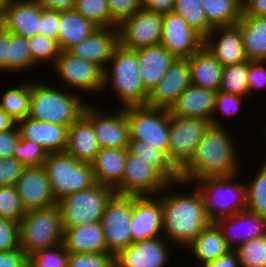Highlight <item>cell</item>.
<instances>
[{
    "label": "cell",
    "mask_w": 266,
    "mask_h": 267,
    "mask_svg": "<svg viewBox=\"0 0 266 267\" xmlns=\"http://www.w3.org/2000/svg\"><path fill=\"white\" fill-rule=\"evenodd\" d=\"M24 168L14 157L0 158V187L15 185Z\"/></svg>",
    "instance_id": "f5cc1de1"
},
{
    "label": "cell",
    "mask_w": 266,
    "mask_h": 267,
    "mask_svg": "<svg viewBox=\"0 0 266 267\" xmlns=\"http://www.w3.org/2000/svg\"><path fill=\"white\" fill-rule=\"evenodd\" d=\"M139 74L145 89L150 93L165 76L175 57L161 44L135 50Z\"/></svg>",
    "instance_id": "4316f807"
},
{
    "label": "cell",
    "mask_w": 266,
    "mask_h": 267,
    "mask_svg": "<svg viewBox=\"0 0 266 267\" xmlns=\"http://www.w3.org/2000/svg\"><path fill=\"white\" fill-rule=\"evenodd\" d=\"M28 257L21 249L0 252V267H26Z\"/></svg>",
    "instance_id": "6f0895ef"
},
{
    "label": "cell",
    "mask_w": 266,
    "mask_h": 267,
    "mask_svg": "<svg viewBox=\"0 0 266 267\" xmlns=\"http://www.w3.org/2000/svg\"><path fill=\"white\" fill-rule=\"evenodd\" d=\"M43 168L56 202L96 184L91 164L76 160L66 151L49 153Z\"/></svg>",
    "instance_id": "52a82bcc"
},
{
    "label": "cell",
    "mask_w": 266,
    "mask_h": 267,
    "mask_svg": "<svg viewBox=\"0 0 266 267\" xmlns=\"http://www.w3.org/2000/svg\"><path fill=\"white\" fill-rule=\"evenodd\" d=\"M215 34L220 37L217 36L218 39L213 38L214 40L212 41L211 39ZM203 46L223 66L234 65L248 60L244 51L241 30L237 25L213 28L204 38Z\"/></svg>",
    "instance_id": "603a6c76"
},
{
    "label": "cell",
    "mask_w": 266,
    "mask_h": 267,
    "mask_svg": "<svg viewBox=\"0 0 266 267\" xmlns=\"http://www.w3.org/2000/svg\"><path fill=\"white\" fill-rule=\"evenodd\" d=\"M128 152L154 167L169 183H180V170L164 151L140 140H130Z\"/></svg>",
    "instance_id": "e575fe53"
},
{
    "label": "cell",
    "mask_w": 266,
    "mask_h": 267,
    "mask_svg": "<svg viewBox=\"0 0 266 267\" xmlns=\"http://www.w3.org/2000/svg\"><path fill=\"white\" fill-rule=\"evenodd\" d=\"M214 223L218 226L226 244L232 250L237 249L242 243L251 239L266 235V218L249 210L220 218Z\"/></svg>",
    "instance_id": "44dd1931"
},
{
    "label": "cell",
    "mask_w": 266,
    "mask_h": 267,
    "mask_svg": "<svg viewBox=\"0 0 266 267\" xmlns=\"http://www.w3.org/2000/svg\"><path fill=\"white\" fill-rule=\"evenodd\" d=\"M243 98L245 97L237 94L225 93L220 90L217 91L213 117L210 121L211 125L222 126V124H220L221 122L218 120V117L215 115L217 114L216 112H220L222 115H226V117L237 114V112L241 110L240 105Z\"/></svg>",
    "instance_id": "681fc988"
},
{
    "label": "cell",
    "mask_w": 266,
    "mask_h": 267,
    "mask_svg": "<svg viewBox=\"0 0 266 267\" xmlns=\"http://www.w3.org/2000/svg\"><path fill=\"white\" fill-rule=\"evenodd\" d=\"M256 174L246 183L247 210L266 218V162Z\"/></svg>",
    "instance_id": "b9f144b4"
},
{
    "label": "cell",
    "mask_w": 266,
    "mask_h": 267,
    "mask_svg": "<svg viewBox=\"0 0 266 267\" xmlns=\"http://www.w3.org/2000/svg\"><path fill=\"white\" fill-rule=\"evenodd\" d=\"M17 123L0 107V132L14 128Z\"/></svg>",
    "instance_id": "e7e4bbea"
},
{
    "label": "cell",
    "mask_w": 266,
    "mask_h": 267,
    "mask_svg": "<svg viewBox=\"0 0 266 267\" xmlns=\"http://www.w3.org/2000/svg\"><path fill=\"white\" fill-rule=\"evenodd\" d=\"M61 212L58 205L27 211L19 223V246L30 257L35 252L63 243Z\"/></svg>",
    "instance_id": "8992f818"
},
{
    "label": "cell",
    "mask_w": 266,
    "mask_h": 267,
    "mask_svg": "<svg viewBox=\"0 0 266 267\" xmlns=\"http://www.w3.org/2000/svg\"><path fill=\"white\" fill-rule=\"evenodd\" d=\"M222 126L210 125L190 160L180 169V183L207 177L238 174L239 157L232 135Z\"/></svg>",
    "instance_id": "6da1fadb"
},
{
    "label": "cell",
    "mask_w": 266,
    "mask_h": 267,
    "mask_svg": "<svg viewBox=\"0 0 266 267\" xmlns=\"http://www.w3.org/2000/svg\"><path fill=\"white\" fill-rule=\"evenodd\" d=\"M190 68L191 84L204 89L219 91L224 66L202 46L187 58Z\"/></svg>",
    "instance_id": "f546056e"
},
{
    "label": "cell",
    "mask_w": 266,
    "mask_h": 267,
    "mask_svg": "<svg viewBox=\"0 0 266 267\" xmlns=\"http://www.w3.org/2000/svg\"><path fill=\"white\" fill-rule=\"evenodd\" d=\"M8 44H10V32L0 24V70L8 72Z\"/></svg>",
    "instance_id": "6125c7cd"
},
{
    "label": "cell",
    "mask_w": 266,
    "mask_h": 267,
    "mask_svg": "<svg viewBox=\"0 0 266 267\" xmlns=\"http://www.w3.org/2000/svg\"><path fill=\"white\" fill-rule=\"evenodd\" d=\"M202 0H175L173 12L205 38L213 27L208 23Z\"/></svg>",
    "instance_id": "74e56055"
},
{
    "label": "cell",
    "mask_w": 266,
    "mask_h": 267,
    "mask_svg": "<svg viewBox=\"0 0 266 267\" xmlns=\"http://www.w3.org/2000/svg\"><path fill=\"white\" fill-rule=\"evenodd\" d=\"M237 176L207 177L194 182L211 222L247 210L246 184L234 182Z\"/></svg>",
    "instance_id": "5b68a950"
},
{
    "label": "cell",
    "mask_w": 266,
    "mask_h": 267,
    "mask_svg": "<svg viewBox=\"0 0 266 267\" xmlns=\"http://www.w3.org/2000/svg\"><path fill=\"white\" fill-rule=\"evenodd\" d=\"M203 267H240L238 253L236 250L230 249L227 253Z\"/></svg>",
    "instance_id": "94428289"
},
{
    "label": "cell",
    "mask_w": 266,
    "mask_h": 267,
    "mask_svg": "<svg viewBox=\"0 0 266 267\" xmlns=\"http://www.w3.org/2000/svg\"><path fill=\"white\" fill-rule=\"evenodd\" d=\"M20 249L19 223L0 218V252Z\"/></svg>",
    "instance_id": "f907efd6"
},
{
    "label": "cell",
    "mask_w": 266,
    "mask_h": 267,
    "mask_svg": "<svg viewBox=\"0 0 266 267\" xmlns=\"http://www.w3.org/2000/svg\"><path fill=\"white\" fill-rule=\"evenodd\" d=\"M60 11L41 7L39 34L58 39Z\"/></svg>",
    "instance_id": "db71d44e"
},
{
    "label": "cell",
    "mask_w": 266,
    "mask_h": 267,
    "mask_svg": "<svg viewBox=\"0 0 266 267\" xmlns=\"http://www.w3.org/2000/svg\"><path fill=\"white\" fill-rule=\"evenodd\" d=\"M35 64L32 61L27 37L10 33L8 44V71H25Z\"/></svg>",
    "instance_id": "60d3db41"
},
{
    "label": "cell",
    "mask_w": 266,
    "mask_h": 267,
    "mask_svg": "<svg viewBox=\"0 0 266 267\" xmlns=\"http://www.w3.org/2000/svg\"><path fill=\"white\" fill-rule=\"evenodd\" d=\"M98 27L88 19L73 10L60 11L58 43L61 51H68L71 47L90 37Z\"/></svg>",
    "instance_id": "1f68e13d"
},
{
    "label": "cell",
    "mask_w": 266,
    "mask_h": 267,
    "mask_svg": "<svg viewBox=\"0 0 266 267\" xmlns=\"http://www.w3.org/2000/svg\"><path fill=\"white\" fill-rule=\"evenodd\" d=\"M67 267H115V256L107 252L69 253Z\"/></svg>",
    "instance_id": "c3c4849f"
},
{
    "label": "cell",
    "mask_w": 266,
    "mask_h": 267,
    "mask_svg": "<svg viewBox=\"0 0 266 267\" xmlns=\"http://www.w3.org/2000/svg\"><path fill=\"white\" fill-rule=\"evenodd\" d=\"M248 71L249 60L234 65L224 66L222 82L219 90L247 98L249 96Z\"/></svg>",
    "instance_id": "f35d334b"
},
{
    "label": "cell",
    "mask_w": 266,
    "mask_h": 267,
    "mask_svg": "<svg viewBox=\"0 0 266 267\" xmlns=\"http://www.w3.org/2000/svg\"><path fill=\"white\" fill-rule=\"evenodd\" d=\"M235 250L240 267H266V235L242 243Z\"/></svg>",
    "instance_id": "ee69618b"
},
{
    "label": "cell",
    "mask_w": 266,
    "mask_h": 267,
    "mask_svg": "<svg viewBox=\"0 0 266 267\" xmlns=\"http://www.w3.org/2000/svg\"><path fill=\"white\" fill-rule=\"evenodd\" d=\"M242 16L266 17V0H242Z\"/></svg>",
    "instance_id": "680465c9"
},
{
    "label": "cell",
    "mask_w": 266,
    "mask_h": 267,
    "mask_svg": "<svg viewBox=\"0 0 266 267\" xmlns=\"http://www.w3.org/2000/svg\"><path fill=\"white\" fill-rule=\"evenodd\" d=\"M26 267H33V266L28 262Z\"/></svg>",
    "instance_id": "003e7915"
},
{
    "label": "cell",
    "mask_w": 266,
    "mask_h": 267,
    "mask_svg": "<svg viewBox=\"0 0 266 267\" xmlns=\"http://www.w3.org/2000/svg\"><path fill=\"white\" fill-rule=\"evenodd\" d=\"M130 140L148 143L168 155L169 110L147 105L124 107Z\"/></svg>",
    "instance_id": "9c48e42d"
},
{
    "label": "cell",
    "mask_w": 266,
    "mask_h": 267,
    "mask_svg": "<svg viewBox=\"0 0 266 267\" xmlns=\"http://www.w3.org/2000/svg\"><path fill=\"white\" fill-rule=\"evenodd\" d=\"M47 84L31 81L29 117L69 128L83 114L87 104L77 94Z\"/></svg>",
    "instance_id": "277c9868"
},
{
    "label": "cell",
    "mask_w": 266,
    "mask_h": 267,
    "mask_svg": "<svg viewBox=\"0 0 266 267\" xmlns=\"http://www.w3.org/2000/svg\"><path fill=\"white\" fill-rule=\"evenodd\" d=\"M118 40L122 47L138 50L160 44L162 35V15L145 8L118 25Z\"/></svg>",
    "instance_id": "4fadbf2b"
},
{
    "label": "cell",
    "mask_w": 266,
    "mask_h": 267,
    "mask_svg": "<svg viewBox=\"0 0 266 267\" xmlns=\"http://www.w3.org/2000/svg\"><path fill=\"white\" fill-rule=\"evenodd\" d=\"M210 125L209 120L179 117L169 111L168 156L179 170L190 160Z\"/></svg>",
    "instance_id": "8fae6325"
},
{
    "label": "cell",
    "mask_w": 266,
    "mask_h": 267,
    "mask_svg": "<svg viewBox=\"0 0 266 267\" xmlns=\"http://www.w3.org/2000/svg\"><path fill=\"white\" fill-rule=\"evenodd\" d=\"M41 6L36 0H11L0 11V24L10 33L23 37L39 34Z\"/></svg>",
    "instance_id": "7402d4cb"
},
{
    "label": "cell",
    "mask_w": 266,
    "mask_h": 267,
    "mask_svg": "<svg viewBox=\"0 0 266 267\" xmlns=\"http://www.w3.org/2000/svg\"><path fill=\"white\" fill-rule=\"evenodd\" d=\"M128 148H101L91 163L96 183L114 189L122 180Z\"/></svg>",
    "instance_id": "4dcf8cb0"
},
{
    "label": "cell",
    "mask_w": 266,
    "mask_h": 267,
    "mask_svg": "<svg viewBox=\"0 0 266 267\" xmlns=\"http://www.w3.org/2000/svg\"><path fill=\"white\" fill-rule=\"evenodd\" d=\"M11 0H0V11L10 2Z\"/></svg>",
    "instance_id": "03108f58"
},
{
    "label": "cell",
    "mask_w": 266,
    "mask_h": 267,
    "mask_svg": "<svg viewBox=\"0 0 266 267\" xmlns=\"http://www.w3.org/2000/svg\"><path fill=\"white\" fill-rule=\"evenodd\" d=\"M163 236L133 243L115 256V267H165L169 243Z\"/></svg>",
    "instance_id": "ffe728a7"
},
{
    "label": "cell",
    "mask_w": 266,
    "mask_h": 267,
    "mask_svg": "<svg viewBox=\"0 0 266 267\" xmlns=\"http://www.w3.org/2000/svg\"><path fill=\"white\" fill-rule=\"evenodd\" d=\"M26 211L15 185L0 187V218L20 223Z\"/></svg>",
    "instance_id": "bcb514c9"
},
{
    "label": "cell",
    "mask_w": 266,
    "mask_h": 267,
    "mask_svg": "<svg viewBox=\"0 0 266 267\" xmlns=\"http://www.w3.org/2000/svg\"><path fill=\"white\" fill-rule=\"evenodd\" d=\"M173 183L162 191L163 237L183 249L211 223L208 219L202 196L198 189L192 193L168 192ZM170 187V188H169ZM172 241V242H171Z\"/></svg>",
    "instance_id": "7a4b0ae2"
},
{
    "label": "cell",
    "mask_w": 266,
    "mask_h": 267,
    "mask_svg": "<svg viewBox=\"0 0 266 267\" xmlns=\"http://www.w3.org/2000/svg\"><path fill=\"white\" fill-rule=\"evenodd\" d=\"M15 188L26 212L57 204L43 166L25 167L15 183Z\"/></svg>",
    "instance_id": "d6986e66"
},
{
    "label": "cell",
    "mask_w": 266,
    "mask_h": 267,
    "mask_svg": "<svg viewBox=\"0 0 266 267\" xmlns=\"http://www.w3.org/2000/svg\"><path fill=\"white\" fill-rule=\"evenodd\" d=\"M190 85L191 75L188 60L176 58L165 76L149 93L146 105L170 110Z\"/></svg>",
    "instance_id": "ac0fdd59"
},
{
    "label": "cell",
    "mask_w": 266,
    "mask_h": 267,
    "mask_svg": "<svg viewBox=\"0 0 266 267\" xmlns=\"http://www.w3.org/2000/svg\"><path fill=\"white\" fill-rule=\"evenodd\" d=\"M69 253L63 243L52 248L42 249L30 257L28 262L33 267H67Z\"/></svg>",
    "instance_id": "7dc6e473"
},
{
    "label": "cell",
    "mask_w": 266,
    "mask_h": 267,
    "mask_svg": "<svg viewBox=\"0 0 266 267\" xmlns=\"http://www.w3.org/2000/svg\"><path fill=\"white\" fill-rule=\"evenodd\" d=\"M174 3L175 0H142L143 8L160 15L172 12Z\"/></svg>",
    "instance_id": "91938a15"
},
{
    "label": "cell",
    "mask_w": 266,
    "mask_h": 267,
    "mask_svg": "<svg viewBox=\"0 0 266 267\" xmlns=\"http://www.w3.org/2000/svg\"><path fill=\"white\" fill-rule=\"evenodd\" d=\"M266 61H249L248 84L249 96L266 87Z\"/></svg>",
    "instance_id": "11a10c76"
},
{
    "label": "cell",
    "mask_w": 266,
    "mask_h": 267,
    "mask_svg": "<svg viewBox=\"0 0 266 267\" xmlns=\"http://www.w3.org/2000/svg\"><path fill=\"white\" fill-rule=\"evenodd\" d=\"M216 91L190 85L170 108L179 117L203 118L211 121L215 107Z\"/></svg>",
    "instance_id": "484cf974"
},
{
    "label": "cell",
    "mask_w": 266,
    "mask_h": 267,
    "mask_svg": "<svg viewBox=\"0 0 266 267\" xmlns=\"http://www.w3.org/2000/svg\"><path fill=\"white\" fill-rule=\"evenodd\" d=\"M63 245L70 254L107 252L100 222L64 229Z\"/></svg>",
    "instance_id": "f1b7e54d"
},
{
    "label": "cell",
    "mask_w": 266,
    "mask_h": 267,
    "mask_svg": "<svg viewBox=\"0 0 266 267\" xmlns=\"http://www.w3.org/2000/svg\"><path fill=\"white\" fill-rule=\"evenodd\" d=\"M160 44L178 59H187L204 44V38L178 14L162 15Z\"/></svg>",
    "instance_id": "2e32d148"
},
{
    "label": "cell",
    "mask_w": 266,
    "mask_h": 267,
    "mask_svg": "<svg viewBox=\"0 0 266 267\" xmlns=\"http://www.w3.org/2000/svg\"><path fill=\"white\" fill-rule=\"evenodd\" d=\"M99 107L86 105L83 115L92 123L100 148H128L129 125L123 107L105 114Z\"/></svg>",
    "instance_id": "5bb4252c"
},
{
    "label": "cell",
    "mask_w": 266,
    "mask_h": 267,
    "mask_svg": "<svg viewBox=\"0 0 266 267\" xmlns=\"http://www.w3.org/2000/svg\"><path fill=\"white\" fill-rule=\"evenodd\" d=\"M45 9L58 11L73 10L76 0H36Z\"/></svg>",
    "instance_id": "be15d7a7"
},
{
    "label": "cell",
    "mask_w": 266,
    "mask_h": 267,
    "mask_svg": "<svg viewBox=\"0 0 266 267\" xmlns=\"http://www.w3.org/2000/svg\"><path fill=\"white\" fill-rule=\"evenodd\" d=\"M187 248L193 252L194 258L201 262L199 264L202 266L199 267L216 260L230 250L220 229L214 222H211Z\"/></svg>",
    "instance_id": "836d02e7"
},
{
    "label": "cell",
    "mask_w": 266,
    "mask_h": 267,
    "mask_svg": "<svg viewBox=\"0 0 266 267\" xmlns=\"http://www.w3.org/2000/svg\"><path fill=\"white\" fill-rule=\"evenodd\" d=\"M20 140L17 125L10 130L0 132V158L13 157L14 149Z\"/></svg>",
    "instance_id": "9f6ffc18"
},
{
    "label": "cell",
    "mask_w": 266,
    "mask_h": 267,
    "mask_svg": "<svg viewBox=\"0 0 266 267\" xmlns=\"http://www.w3.org/2000/svg\"><path fill=\"white\" fill-rule=\"evenodd\" d=\"M100 149L92 123L82 114L68 129L66 152L78 161L91 164Z\"/></svg>",
    "instance_id": "83f0119b"
},
{
    "label": "cell",
    "mask_w": 266,
    "mask_h": 267,
    "mask_svg": "<svg viewBox=\"0 0 266 267\" xmlns=\"http://www.w3.org/2000/svg\"><path fill=\"white\" fill-rule=\"evenodd\" d=\"M48 154L47 150L37 142L20 137L14 149L13 157L25 167H37L43 166Z\"/></svg>",
    "instance_id": "f6af8a7d"
},
{
    "label": "cell",
    "mask_w": 266,
    "mask_h": 267,
    "mask_svg": "<svg viewBox=\"0 0 266 267\" xmlns=\"http://www.w3.org/2000/svg\"><path fill=\"white\" fill-rule=\"evenodd\" d=\"M161 193L158 198L157 196H132L130 229L133 243L163 236Z\"/></svg>",
    "instance_id": "e0dca14e"
},
{
    "label": "cell",
    "mask_w": 266,
    "mask_h": 267,
    "mask_svg": "<svg viewBox=\"0 0 266 267\" xmlns=\"http://www.w3.org/2000/svg\"><path fill=\"white\" fill-rule=\"evenodd\" d=\"M110 62V63H109ZM103 70V86L106 89L109 84L110 89L118 96L121 105L138 106L146 105L149 92L145 89L139 74L138 57L135 50H130L118 44L112 57Z\"/></svg>",
    "instance_id": "3957f363"
},
{
    "label": "cell",
    "mask_w": 266,
    "mask_h": 267,
    "mask_svg": "<svg viewBox=\"0 0 266 267\" xmlns=\"http://www.w3.org/2000/svg\"><path fill=\"white\" fill-rule=\"evenodd\" d=\"M249 61H266V17L241 16L236 24Z\"/></svg>",
    "instance_id": "d6a6232c"
},
{
    "label": "cell",
    "mask_w": 266,
    "mask_h": 267,
    "mask_svg": "<svg viewBox=\"0 0 266 267\" xmlns=\"http://www.w3.org/2000/svg\"><path fill=\"white\" fill-rule=\"evenodd\" d=\"M111 18L119 25L143 8L142 0H108Z\"/></svg>",
    "instance_id": "816d5d0a"
},
{
    "label": "cell",
    "mask_w": 266,
    "mask_h": 267,
    "mask_svg": "<svg viewBox=\"0 0 266 267\" xmlns=\"http://www.w3.org/2000/svg\"><path fill=\"white\" fill-rule=\"evenodd\" d=\"M28 41L31 58L35 65L38 63L41 64L42 62L45 63L46 61L52 62L51 64H53V66L55 65L61 53L59 43L56 39L37 34L33 37H29Z\"/></svg>",
    "instance_id": "7bdbcfd3"
},
{
    "label": "cell",
    "mask_w": 266,
    "mask_h": 267,
    "mask_svg": "<svg viewBox=\"0 0 266 267\" xmlns=\"http://www.w3.org/2000/svg\"><path fill=\"white\" fill-rule=\"evenodd\" d=\"M31 82L8 89L0 99V107L17 123L29 116Z\"/></svg>",
    "instance_id": "8d00e7d4"
},
{
    "label": "cell",
    "mask_w": 266,
    "mask_h": 267,
    "mask_svg": "<svg viewBox=\"0 0 266 267\" xmlns=\"http://www.w3.org/2000/svg\"><path fill=\"white\" fill-rule=\"evenodd\" d=\"M131 218L132 196L114 194L107 202L100 220L107 253L116 256L133 244Z\"/></svg>",
    "instance_id": "30bf717a"
},
{
    "label": "cell",
    "mask_w": 266,
    "mask_h": 267,
    "mask_svg": "<svg viewBox=\"0 0 266 267\" xmlns=\"http://www.w3.org/2000/svg\"><path fill=\"white\" fill-rule=\"evenodd\" d=\"M115 194L109 186L96 183L91 188L67 195L57 205L61 212L62 228H72L100 222L107 202Z\"/></svg>",
    "instance_id": "ba28073f"
},
{
    "label": "cell",
    "mask_w": 266,
    "mask_h": 267,
    "mask_svg": "<svg viewBox=\"0 0 266 267\" xmlns=\"http://www.w3.org/2000/svg\"><path fill=\"white\" fill-rule=\"evenodd\" d=\"M17 126L22 139H29L43 146L48 153L65 152L68 145V127L38 121L29 116L19 120Z\"/></svg>",
    "instance_id": "d4e9b609"
},
{
    "label": "cell",
    "mask_w": 266,
    "mask_h": 267,
    "mask_svg": "<svg viewBox=\"0 0 266 267\" xmlns=\"http://www.w3.org/2000/svg\"><path fill=\"white\" fill-rule=\"evenodd\" d=\"M74 10L98 28L118 27L111 18L108 0H76Z\"/></svg>",
    "instance_id": "ab89813d"
},
{
    "label": "cell",
    "mask_w": 266,
    "mask_h": 267,
    "mask_svg": "<svg viewBox=\"0 0 266 267\" xmlns=\"http://www.w3.org/2000/svg\"><path fill=\"white\" fill-rule=\"evenodd\" d=\"M53 67L61 80L68 84V87L87 91V94L104 89L103 69L96 64L73 56L68 51H61Z\"/></svg>",
    "instance_id": "9a60e30c"
},
{
    "label": "cell",
    "mask_w": 266,
    "mask_h": 267,
    "mask_svg": "<svg viewBox=\"0 0 266 267\" xmlns=\"http://www.w3.org/2000/svg\"><path fill=\"white\" fill-rule=\"evenodd\" d=\"M208 23L213 27L234 26L242 16V0H202Z\"/></svg>",
    "instance_id": "d590c367"
},
{
    "label": "cell",
    "mask_w": 266,
    "mask_h": 267,
    "mask_svg": "<svg viewBox=\"0 0 266 267\" xmlns=\"http://www.w3.org/2000/svg\"><path fill=\"white\" fill-rule=\"evenodd\" d=\"M168 184L169 182L154 167L128 152L122 180L114 191L119 195L155 196Z\"/></svg>",
    "instance_id": "7c38bea8"
},
{
    "label": "cell",
    "mask_w": 266,
    "mask_h": 267,
    "mask_svg": "<svg viewBox=\"0 0 266 267\" xmlns=\"http://www.w3.org/2000/svg\"><path fill=\"white\" fill-rule=\"evenodd\" d=\"M118 44L117 27L98 28L90 37L71 47L68 52L104 70Z\"/></svg>",
    "instance_id": "cb8c5ba5"
}]
</instances>
